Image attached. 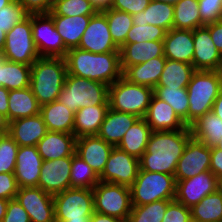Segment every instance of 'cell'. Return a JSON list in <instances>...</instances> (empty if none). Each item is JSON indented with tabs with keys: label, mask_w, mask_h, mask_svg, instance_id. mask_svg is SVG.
<instances>
[{
	"label": "cell",
	"mask_w": 222,
	"mask_h": 222,
	"mask_svg": "<svg viewBox=\"0 0 222 222\" xmlns=\"http://www.w3.org/2000/svg\"><path fill=\"white\" fill-rule=\"evenodd\" d=\"M107 84L67 73L58 100L76 113L87 106L109 105Z\"/></svg>",
	"instance_id": "277c9868"
},
{
	"label": "cell",
	"mask_w": 222,
	"mask_h": 222,
	"mask_svg": "<svg viewBox=\"0 0 222 222\" xmlns=\"http://www.w3.org/2000/svg\"><path fill=\"white\" fill-rule=\"evenodd\" d=\"M191 137L189 126L177 131L152 132L146 151L139 159L140 169L174 175L177 162Z\"/></svg>",
	"instance_id": "6da1fadb"
},
{
	"label": "cell",
	"mask_w": 222,
	"mask_h": 222,
	"mask_svg": "<svg viewBox=\"0 0 222 222\" xmlns=\"http://www.w3.org/2000/svg\"><path fill=\"white\" fill-rule=\"evenodd\" d=\"M19 190L14 173H0V198L15 199Z\"/></svg>",
	"instance_id": "681fc988"
},
{
	"label": "cell",
	"mask_w": 222,
	"mask_h": 222,
	"mask_svg": "<svg viewBox=\"0 0 222 222\" xmlns=\"http://www.w3.org/2000/svg\"><path fill=\"white\" fill-rule=\"evenodd\" d=\"M139 159L118 147H113L106 162L100 181L130 187L138 174Z\"/></svg>",
	"instance_id": "7c38bea8"
},
{
	"label": "cell",
	"mask_w": 222,
	"mask_h": 222,
	"mask_svg": "<svg viewBox=\"0 0 222 222\" xmlns=\"http://www.w3.org/2000/svg\"><path fill=\"white\" fill-rule=\"evenodd\" d=\"M29 16V13L25 8L13 0L10 4L0 9V28L4 32H9L17 23L22 22Z\"/></svg>",
	"instance_id": "bcb514c9"
},
{
	"label": "cell",
	"mask_w": 222,
	"mask_h": 222,
	"mask_svg": "<svg viewBox=\"0 0 222 222\" xmlns=\"http://www.w3.org/2000/svg\"><path fill=\"white\" fill-rule=\"evenodd\" d=\"M96 12H104L110 9L114 0H89Z\"/></svg>",
	"instance_id": "6f0895ef"
},
{
	"label": "cell",
	"mask_w": 222,
	"mask_h": 222,
	"mask_svg": "<svg viewBox=\"0 0 222 222\" xmlns=\"http://www.w3.org/2000/svg\"><path fill=\"white\" fill-rule=\"evenodd\" d=\"M215 147H216L217 149H219V150H222V138H221V141H219V142L215 145Z\"/></svg>",
	"instance_id": "2644e50d"
},
{
	"label": "cell",
	"mask_w": 222,
	"mask_h": 222,
	"mask_svg": "<svg viewBox=\"0 0 222 222\" xmlns=\"http://www.w3.org/2000/svg\"><path fill=\"white\" fill-rule=\"evenodd\" d=\"M13 0H0V9H2L4 6L10 4Z\"/></svg>",
	"instance_id": "003e7915"
},
{
	"label": "cell",
	"mask_w": 222,
	"mask_h": 222,
	"mask_svg": "<svg viewBox=\"0 0 222 222\" xmlns=\"http://www.w3.org/2000/svg\"><path fill=\"white\" fill-rule=\"evenodd\" d=\"M132 21L133 24L156 25L168 32L173 28L174 5L151 0L144 11L132 15Z\"/></svg>",
	"instance_id": "1f68e13d"
},
{
	"label": "cell",
	"mask_w": 222,
	"mask_h": 222,
	"mask_svg": "<svg viewBox=\"0 0 222 222\" xmlns=\"http://www.w3.org/2000/svg\"><path fill=\"white\" fill-rule=\"evenodd\" d=\"M217 190L218 178L209 170L194 177L176 181L175 200L188 208H192L205 196Z\"/></svg>",
	"instance_id": "5bb4252c"
},
{
	"label": "cell",
	"mask_w": 222,
	"mask_h": 222,
	"mask_svg": "<svg viewBox=\"0 0 222 222\" xmlns=\"http://www.w3.org/2000/svg\"><path fill=\"white\" fill-rule=\"evenodd\" d=\"M15 199L27 211L30 222H55L52 194L39 187L19 188Z\"/></svg>",
	"instance_id": "9a60e30c"
},
{
	"label": "cell",
	"mask_w": 222,
	"mask_h": 222,
	"mask_svg": "<svg viewBox=\"0 0 222 222\" xmlns=\"http://www.w3.org/2000/svg\"><path fill=\"white\" fill-rule=\"evenodd\" d=\"M190 209L192 222H222V193L208 194Z\"/></svg>",
	"instance_id": "d590c367"
},
{
	"label": "cell",
	"mask_w": 222,
	"mask_h": 222,
	"mask_svg": "<svg viewBox=\"0 0 222 222\" xmlns=\"http://www.w3.org/2000/svg\"><path fill=\"white\" fill-rule=\"evenodd\" d=\"M138 119L136 115L109 108L97 135L108 144L117 147L126 131Z\"/></svg>",
	"instance_id": "d4e9b609"
},
{
	"label": "cell",
	"mask_w": 222,
	"mask_h": 222,
	"mask_svg": "<svg viewBox=\"0 0 222 222\" xmlns=\"http://www.w3.org/2000/svg\"><path fill=\"white\" fill-rule=\"evenodd\" d=\"M55 222L90 220L94 211L92 189L68 188L53 195Z\"/></svg>",
	"instance_id": "ba28073f"
},
{
	"label": "cell",
	"mask_w": 222,
	"mask_h": 222,
	"mask_svg": "<svg viewBox=\"0 0 222 222\" xmlns=\"http://www.w3.org/2000/svg\"><path fill=\"white\" fill-rule=\"evenodd\" d=\"M6 34L7 33L4 32L2 28H0V53L2 52L5 45Z\"/></svg>",
	"instance_id": "be15d7a7"
},
{
	"label": "cell",
	"mask_w": 222,
	"mask_h": 222,
	"mask_svg": "<svg viewBox=\"0 0 222 222\" xmlns=\"http://www.w3.org/2000/svg\"><path fill=\"white\" fill-rule=\"evenodd\" d=\"M8 97L9 90L0 86V113L7 116L8 119Z\"/></svg>",
	"instance_id": "9f6ffc18"
},
{
	"label": "cell",
	"mask_w": 222,
	"mask_h": 222,
	"mask_svg": "<svg viewBox=\"0 0 222 222\" xmlns=\"http://www.w3.org/2000/svg\"><path fill=\"white\" fill-rule=\"evenodd\" d=\"M205 27L210 31L212 41L222 55V19L214 23L207 24Z\"/></svg>",
	"instance_id": "db71d44e"
},
{
	"label": "cell",
	"mask_w": 222,
	"mask_h": 222,
	"mask_svg": "<svg viewBox=\"0 0 222 222\" xmlns=\"http://www.w3.org/2000/svg\"><path fill=\"white\" fill-rule=\"evenodd\" d=\"M130 191L132 206H141L158 200H175V176L148 172L139 168L137 177L130 186Z\"/></svg>",
	"instance_id": "8992f818"
},
{
	"label": "cell",
	"mask_w": 222,
	"mask_h": 222,
	"mask_svg": "<svg viewBox=\"0 0 222 222\" xmlns=\"http://www.w3.org/2000/svg\"><path fill=\"white\" fill-rule=\"evenodd\" d=\"M151 133L152 130L144 118H139L126 131L117 147L127 152L129 155L140 159L142 154L146 151Z\"/></svg>",
	"instance_id": "d6a6232c"
},
{
	"label": "cell",
	"mask_w": 222,
	"mask_h": 222,
	"mask_svg": "<svg viewBox=\"0 0 222 222\" xmlns=\"http://www.w3.org/2000/svg\"><path fill=\"white\" fill-rule=\"evenodd\" d=\"M41 105L29 87L9 91L8 121L40 114Z\"/></svg>",
	"instance_id": "f546056e"
},
{
	"label": "cell",
	"mask_w": 222,
	"mask_h": 222,
	"mask_svg": "<svg viewBox=\"0 0 222 222\" xmlns=\"http://www.w3.org/2000/svg\"><path fill=\"white\" fill-rule=\"evenodd\" d=\"M109 105L87 106L74 115L73 134L76 138L97 135Z\"/></svg>",
	"instance_id": "4dcf8cb0"
},
{
	"label": "cell",
	"mask_w": 222,
	"mask_h": 222,
	"mask_svg": "<svg viewBox=\"0 0 222 222\" xmlns=\"http://www.w3.org/2000/svg\"><path fill=\"white\" fill-rule=\"evenodd\" d=\"M31 66L11 62L3 57V87L10 90L30 86Z\"/></svg>",
	"instance_id": "f35d334b"
},
{
	"label": "cell",
	"mask_w": 222,
	"mask_h": 222,
	"mask_svg": "<svg viewBox=\"0 0 222 222\" xmlns=\"http://www.w3.org/2000/svg\"><path fill=\"white\" fill-rule=\"evenodd\" d=\"M66 76V62L62 57H39L31 65L30 88L40 105L58 100Z\"/></svg>",
	"instance_id": "3957f363"
},
{
	"label": "cell",
	"mask_w": 222,
	"mask_h": 222,
	"mask_svg": "<svg viewBox=\"0 0 222 222\" xmlns=\"http://www.w3.org/2000/svg\"><path fill=\"white\" fill-rule=\"evenodd\" d=\"M164 56L163 41L124 43L120 47L121 69L142 64L152 58Z\"/></svg>",
	"instance_id": "484cf974"
},
{
	"label": "cell",
	"mask_w": 222,
	"mask_h": 222,
	"mask_svg": "<svg viewBox=\"0 0 222 222\" xmlns=\"http://www.w3.org/2000/svg\"><path fill=\"white\" fill-rule=\"evenodd\" d=\"M32 36L40 57L64 58L68 49L48 14H31Z\"/></svg>",
	"instance_id": "8fae6325"
},
{
	"label": "cell",
	"mask_w": 222,
	"mask_h": 222,
	"mask_svg": "<svg viewBox=\"0 0 222 222\" xmlns=\"http://www.w3.org/2000/svg\"><path fill=\"white\" fill-rule=\"evenodd\" d=\"M71 163L72 156L43 161L38 187L52 195L71 188Z\"/></svg>",
	"instance_id": "e0dca14e"
},
{
	"label": "cell",
	"mask_w": 222,
	"mask_h": 222,
	"mask_svg": "<svg viewBox=\"0 0 222 222\" xmlns=\"http://www.w3.org/2000/svg\"><path fill=\"white\" fill-rule=\"evenodd\" d=\"M151 0H114L112 9L124 11L131 16L144 11Z\"/></svg>",
	"instance_id": "816d5d0a"
},
{
	"label": "cell",
	"mask_w": 222,
	"mask_h": 222,
	"mask_svg": "<svg viewBox=\"0 0 222 222\" xmlns=\"http://www.w3.org/2000/svg\"><path fill=\"white\" fill-rule=\"evenodd\" d=\"M9 131V121L7 119V116L3 113H0V133L2 135L8 134Z\"/></svg>",
	"instance_id": "94428289"
},
{
	"label": "cell",
	"mask_w": 222,
	"mask_h": 222,
	"mask_svg": "<svg viewBox=\"0 0 222 222\" xmlns=\"http://www.w3.org/2000/svg\"><path fill=\"white\" fill-rule=\"evenodd\" d=\"M192 137L208 147L215 146L222 138V119L210 111L199 117L190 126Z\"/></svg>",
	"instance_id": "836d02e7"
},
{
	"label": "cell",
	"mask_w": 222,
	"mask_h": 222,
	"mask_svg": "<svg viewBox=\"0 0 222 222\" xmlns=\"http://www.w3.org/2000/svg\"><path fill=\"white\" fill-rule=\"evenodd\" d=\"M76 140L74 134L48 131L37 144L38 153L44 161L72 156Z\"/></svg>",
	"instance_id": "cb8c5ba5"
},
{
	"label": "cell",
	"mask_w": 222,
	"mask_h": 222,
	"mask_svg": "<svg viewBox=\"0 0 222 222\" xmlns=\"http://www.w3.org/2000/svg\"><path fill=\"white\" fill-rule=\"evenodd\" d=\"M102 13L107 18L109 32L114 43L120 48L126 42L127 34L133 26L132 16L124 11L112 8Z\"/></svg>",
	"instance_id": "ab89813d"
},
{
	"label": "cell",
	"mask_w": 222,
	"mask_h": 222,
	"mask_svg": "<svg viewBox=\"0 0 222 222\" xmlns=\"http://www.w3.org/2000/svg\"><path fill=\"white\" fill-rule=\"evenodd\" d=\"M2 222H30L27 211L16 200H9Z\"/></svg>",
	"instance_id": "f907efd6"
},
{
	"label": "cell",
	"mask_w": 222,
	"mask_h": 222,
	"mask_svg": "<svg viewBox=\"0 0 222 222\" xmlns=\"http://www.w3.org/2000/svg\"><path fill=\"white\" fill-rule=\"evenodd\" d=\"M19 145L9 135L0 138V173H14Z\"/></svg>",
	"instance_id": "f6af8a7d"
},
{
	"label": "cell",
	"mask_w": 222,
	"mask_h": 222,
	"mask_svg": "<svg viewBox=\"0 0 222 222\" xmlns=\"http://www.w3.org/2000/svg\"><path fill=\"white\" fill-rule=\"evenodd\" d=\"M210 171L218 178H222V150L211 147Z\"/></svg>",
	"instance_id": "11a10c76"
},
{
	"label": "cell",
	"mask_w": 222,
	"mask_h": 222,
	"mask_svg": "<svg viewBox=\"0 0 222 222\" xmlns=\"http://www.w3.org/2000/svg\"><path fill=\"white\" fill-rule=\"evenodd\" d=\"M166 59L165 56H160L142 64L129 66L123 72V77L133 84L144 85L154 89L159 82Z\"/></svg>",
	"instance_id": "83f0119b"
},
{
	"label": "cell",
	"mask_w": 222,
	"mask_h": 222,
	"mask_svg": "<svg viewBox=\"0 0 222 222\" xmlns=\"http://www.w3.org/2000/svg\"><path fill=\"white\" fill-rule=\"evenodd\" d=\"M89 222H125V221L117 217L103 215V214L94 212Z\"/></svg>",
	"instance_id": "680465c9"
},
{
	"label": "cell",
	"mask_w": 222,
	"mask_h": 222,
	"mask_svg": "<svg viewBox=\"0 0 222 222\" xmlns=\"http://www.w3.org/2000/svg\"><path fill=\"white\" fill-rule=\"evenodd\" d=\"M218 190L222 193V178L218 179Z\"/></svg>",
	"instance_id": "89a4df30"
},
{
	"label": "cell",
	"mask_w": 222,
	"mask_h": 222,
	"mask_svg": "<svg viewBox=\"0 0 222 222\" xmlns=\"http://www.w3.org/2000/svg\"><path fill=\"white\" fill-rule=\"evenodd\" d=\"M219 75H220V80H221V84H222V61L220 63L219 69L217 70Z\"/></svg>",
	"instance_id": "a7ac6f4b"
},
{
	"label": "cell",
	"mask_w": 222,
	"mask_h": 222,
	"mask_svg": "<svg viewBox=\"0 0 222 222\" xmlns=\"http://www.w3.org/2000/svg\"><path fill=\"white\" fill-rule=\"evenodd\" d=\"M8 203H9V200L0 198V222H2L6 214Z\"/></svg>",
	"instance_id": "6125c7cd"
},
{
	"label": "cell",
	"mask_w": 222,
	"mask_h": 222,
	"mask_svg": "<svg viewBox=\"0 0 222 222\" xmlns=\"http://www.w3.org/2000/svg\"><path fill=\"white\" fill-rule=\"evenodd\" d=\"M29 14H48L54 0H17Z\"/></svg>",
	"instance_id": "f5cc1de1"
},
{
	"label": "cell",
	"mask_w": 222,
	"mask_h": 222,
	"mask_svg": "<svg viewBox=\"0 0 222 222\" xmlns=\"http://www.w3.org/2000/svg\"><path fill=\"white\" fill-rule=\"evenodd\" d=\"M77 48L92 53L120 52L109 32L107 18L102 12H97L91 17Z\"/></svg>",
	"instance_id": "2e32d148"
},
{
	"label": "cell",
	"mask_w": 222,
	"mask_h": 222,
	"mask_svg": "<svg viewBox=\"0 0 222 222\" xmlns=\"http://www.w3.org/2000/svg\"><path fill=\"white\" fill-rule=\"evenodd\" d=\"M43 161L37 146H19L14 172L19 188L38 187Z\"/></svg>",
	"instance_id": "ac0fdd59"
},
{
	"label": "cell",
	"mask_w": 222,
	"mask_h": 222,
	"mask_svg": "<svg viewBox=\"0 0 222 222\" xmlns=\"http://www.w3.org/2000/svg\"><path fill=\"white\" fill-rule=\"evenodd\" d=\"M162 222H192L191 209L172 200L167 206Z\"/></svg>",
	"instance_id": "c3c4849f"
},
{
	"label": "cell",
	"mask_w": 222,
	"mask_h": 222,
	"mask_svg": "<svg viewBox=\"0 0 222 222\" xmlns=\"http://www.w3.org/2000/svg\"><path fill=\"white\" fill-rule=\"evenodd\" d=\"M152 1H157V2L167 3V4H171V5H176L180 0H152Z\"/></svg>",
	"instance_id": "03108f58"
},
{
	"label": "cell",
	"mask_w": 222,
	"mask_h": 222,
	"mask_svg": "<svg viewBox=\"0 0 222 222\" xmlns=\"http://www.w3.org/2000/svg\"><path fill=\"white\" fill-rule=\"evenodd\" d=\"M195 71L196 70L192 64L166 59L157 86L187 88Z\"/></svg>",
	"instance_id": "e575fe53"
},
{
	"label": "cell",
	"mask_w": 222,
	"mask_h": 222,
	"mask_svg": "<svg viewBox=\"0 0 222 222\" xmlns=\"http://www.w3.org/2000/svg\"><path fill=\"white\" fill-rule=\"evenodd\" d=\"M49 16L53 19L58 34L62 37L65 47L69 50L78 47L84 31L94 15Z\"/></svg>",
	"instance_id": "4316f807"
},
{
	"label": "cell",
	"mask_w": 222,
	"mask_h": 222,
	"mask_svg": "<svg viewBox=\"0 0 222 222\" xmlns=\"http://www.w3.org/2000/svg\"><path fill=\"white\" fill-rule=\"evenodd\" d=\"M0 86L3 87V56L0 55Z\"/></svg>",
	"instance_id": "e7e4bbea"
},
{
	"label": "cell",
	"mask_w": 222,
	"mask_h": 222,
	"mask_svg": "<svg viewBox=\"0 0 222 222\" xmlns=\"http://www.w3.org/2000/svg\"><path fill=\"white\" fill-rule=\"evenodd\" d=\"M154 95L167 102L181 120L188 126V92L187 88H169L166 86H156Z\"/></svg>",
	"instance_id": "74e56055"
},
{
	"label": "cell",
	"mask_w": 222,
	"mask_h": 222,
	"mask_svg": "<svg viewBox=\"0 0 222 222\" xmlns=\"http://www.w3.org/2000/svg\"><path fill=\"white\" fill-rule=\"evenodd\" d=\"M0 55L8 61L30 66L40 57L32 36L31 14L7 32Z\"/></svg>",
	"instance_id": "30bf717a"
},
{
	"label": "cell",
	"mask_w": 222,
	"mask_h": 222,
	"mask_svg": "<svg viewBox=\"0 0 222 222\" xmlns=\"http://www.w3.org/2000/svg\"><path fill=\"white\" fill-rule=\"evenodd\" d=\"M222 90L218 71L196 70L187 86L188 126L212 111L213 103Z\"/></svg>",
	"instance_id": "5b68a950"
},
{
	"label": "cell",
	"mask_w": 222,
	"mask_h": 222,
	"mask_svg": "<svg viewBox=\"0 0 222 222\" xmlns=\"http://www.w3.org/2000/svg\"><path fill=\"white\" fill-rule=\"evenodd\" d=\"M90 220H76V221H71V220H66L64 222H89Z\"/></svg>",
	"instance_id": "8c879c8a"
},
{
	"label": "cell",
	"mask_w": 222,
	"mask_h": 222,
	"mask_svg": "<svg viewBox=\"0 0 222 222\" xmlns=\"http://www.w3.org/2000/svg\"><path fill=\"white\" fill-rule=\"evenodd\" d=\"M47 132L41 114L9 122L8 134L19 146H37Z\"/></svg>",
	"instance_id": "7402d4cb"
},
{
	"label": "cell",
	"mask_w": 222,
	"mask_h": 222,
	"mask_svg": "<svg viewBox=\"0 0 222 222\" xmlns=\"http://www.w3.org/2000/svg\"><path fill=\"white\" fill-rule=\"evenodd\" d=\"M96 13L89 0H54L48 15L77 16L95 15Z\"/></svg>",
	"instance_id": "7bdbcfd3"
},
{
	"label": "cell",
	"mask_w": 222,
	"mask_h": 222,
	"mask_svg": "<svg viewBox=\"0 0 222 222\" xmlns=\"http://www.w3.org/2000/svg\"><path fill=\"white\" fill-rule=\"evenodd\" d=\"M166 30L156 25L133 24L129 30L125 43H135L144 41H163Z\"/></svg>",
	"instance_id": "ee69618b"
},
{
	"label": "cell",
	"mask_w": 222,
	"mask_h": 222,
	"mask_svg": "<svg viewBox=\"0 0 222 222\" xmlns=\"http://www.w3.org/2000/svg\"><path fill=\"white\" fill-rule=\"evenodd\" d=\"M92 192L95 212L127 222L132 210L130 187L99 181Z\"/></svg>",
	"instance_id": "9c48e42d"
},
{
	"label": "cell",
	"mask_w": 222,
	"mask_h": 222,
	"mask_svg": "<svg viewBox=\"0 0 222 222\" xmlns=\"http://www.w3.org/2000/svg\"><path fill=\"white\" fill-rule=\"evenodd\" d=\"M194 56L192 65L195 70L217 71L222 55L215 47L210 31L205 27L193 30Z\"/></svg>",
	"instance_id": "d6986e66"
},
{
	"label": "cell",
	"mask_w": 222,
	"mask_h": 222,
	"mask_svg": "<svg viewBox=\"0 0 222 222\" xmlns=\"http://www.w3.org/2000/svg\"><path fill=\"white\" fill-rule=\"evenodd\" d=\"M163 50L167 59L192 64L194 56L193 31L172 28L166 32Z\"/></svg>",
	"instance_id": "603a6c76"
},
{
	"label": "cell",
	"mask_w": 222,
	"mask_h": 222,
	"mask_svg": "<svg viewBox=\"0 0 222 222\" xmlns=\"http://www.w3.org/2000/svg\"><path fill=\"white\" fill-rule=\"evenodd\" d=\"M40 114L48 131L73 134L75 113L59 100L41 105Z\"/></svg>",
	"instance_id": "f1b7e54d"
},
{
	"label": "cell",
	"mask_w": 222,
	"mask_h": 222,
	"mask_svg": "<svg viewBox=\"0 0 222 222\" xmlns=\"http://www.w3.org/2000/svg\"><path fill=\"white\" fill-rule=\"evenodd\" d=\"M211 147L191 137L177 162L175 180H184L210 170Z\"/></svg>",
	"instance_id": "4fadbf2b"
},
{
	"label": "cell",
	"mask_w": 222,
	"mask_h": 222,
	"mask_svg": "<svg viewBox=\"0 0 222 222\" xmlns=\"http://www.w3.org/2000/svg\"><path fill=\"white\" fill-rule=\"evenodd\" d=\"M100 181L99 176L78 155H72L70 182L71 188L93 189Z\"/></svg>",
	"instance_id": "60d3db41"
},
{
	"label": "cell",
	"mask_w": 222,
	"mask_h": 222,
	"mask_svg": "<svg viewBox=\"0 0 222 222\" xmlns=\"http://www.w3.org/2000/svg\"><path fill=\"white\" fill-rule=\"evenodd\" d=\"M113 147L98 135L83 136L76 140L75 154L83 159L100 176Z\"/></svg>",
	"instance_id": "ffe728a7"
},
{
	"label": "cell",
	"mask_w": 222,
	"mask_h": 222,
	"mask_svg": "<svg viewBox=\"0 0 222 222\" xmlns=\"http://www.w3.org/2000/svg\"><path fill=\"white\" fill-rule=\"evenodd\" d=\"M67 73L108 86L123 76L120 52L92 53L71 48L64 57Z\"/></svg>",
	"instance_id": "7a4b0ae2"
},
{
	"label": "cell",
	"mask_w": 222,
	"mask_h": 222,
	"mask_svg": "<svg viewBox=\"0 0 222 222\" xmlns=\"http://www.w3.org/2000/svg\"><path fill=\"white\" fill-rule=\"evenodd\" d=\"M212 111L215 115H218L222 119V90L219 93V96L213 103Z\"/></svg>",
	"instance_id": "91938a15"
},
{
	"label": "cell",
	"mask_w": 222,
	"mask_h": 222,
	"mask_svg": "<svg viewBox=\"0 0 222 222\" xmlns=\"http://www.w3.org/2000/svg\"><path fill=\"white\" fill-rule=\"evenodd\" d=\"M172 200H158L141 206H132L127 222H162Z\"/></svg>",
	"instance_id": "b9f144b4"
},
{
	"label": "cell",
	"mask_w": 222,
	"mask_h": 222,
	"mask_svg": "<svg viewBox=\"0 0 222 222\" xmlns=\"http://www.w3.org/2000/svg\"><path fill=\"white\" fill-rule=\"evenodd\" d=\"M201 22L204 25L222 19V0H198Z\"/></svg>",
	"instance_id": "7dc6e473"
},
{
	"label": "cell",
	"mask_w": 222,
	"mask_h": 222,
	"mask_svg": "<svg viewBox=\"0 0 222 222\" xmlns=\"http://www.w3.org/2000/svg\"><path fill=\"white\" fill-rule=\"evenodd\" d=\"M144 120L152 132L177 131L187 126L167 102L155 95L152 96Z\"/></svg>",
	"instance_id": "44dd1931"
},
{
	"label": "cell",
	"mask_w": 222,
	"mask_h": 222,
	"mask_svg": "<svg viewBox=\"0 0 222 222\" xmlns=\"http://www.w3.org/2000/svg\"><path fill=\"white\" fill-rule=\"evenodd\" d=\"M154 89L129 82L123 76L109 86V108L144 118Z\"/></svg>",
	"instance_id": "52a82bcc"
},
{
	"label": "cell",
	"mask_w": 222,
	"mask_h": 222,
	"mask_svg": "<svg viewBox=\"0 0 222 222\" xmlns=\"http://www.w3.org/2000/svg\"><path fill=\"white\" fill-rule=\"evenodd\" d=\"M203 26L198 0H180L174 5L173 28L193 31Z\"/></svg>",
	"instance_id": "8d00e7d4"
}]
</instances>
